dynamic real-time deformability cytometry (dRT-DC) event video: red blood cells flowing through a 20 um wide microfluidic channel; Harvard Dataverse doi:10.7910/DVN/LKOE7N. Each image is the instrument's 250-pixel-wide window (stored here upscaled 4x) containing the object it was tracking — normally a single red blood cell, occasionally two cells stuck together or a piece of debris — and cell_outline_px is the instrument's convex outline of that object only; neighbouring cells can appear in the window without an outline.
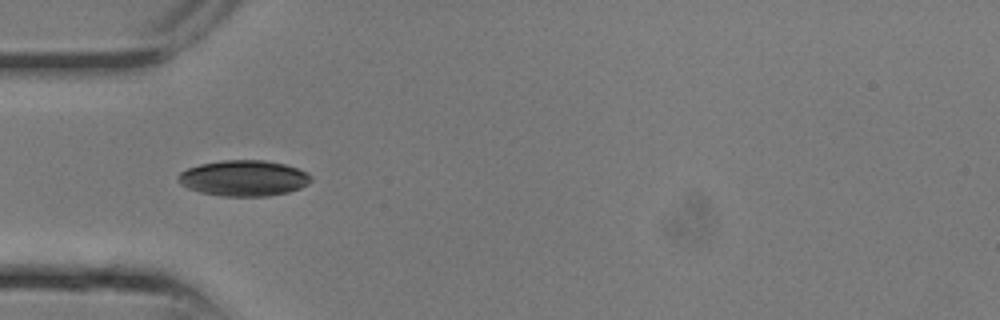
{"species": "common noctule bat (a hibernating species)", "species_latin": "Nyctalus noctula", "temperature_condition": "room temperature", "stored_images_in_passage": 8, "camera_frame_rate_fps": 3000, "um_per_image_px": 0.085, "animal": {"sex": "male", "body_mass_g": 13.3}, "frame": {"image": 1, "passage_image": 7, "time_ms": 2.0, "image_size_px": [1000, 320], "cell_outline_px": [[312, 180], [308, 184], [300, 188], [288, 192], [268, 196], [220, 196], [200, 192], [188, 188], [180, 184], [176, 180], [176, 176], [180, 172], [188, 168], [200, 164], [224, 160], [264, 160], [284, 164], [308, 172], [312, 176]], "centroid_in_image_um": [20.71, 15.14], "position_along_channel_um": 64.3, "area_um2": 27.86}}